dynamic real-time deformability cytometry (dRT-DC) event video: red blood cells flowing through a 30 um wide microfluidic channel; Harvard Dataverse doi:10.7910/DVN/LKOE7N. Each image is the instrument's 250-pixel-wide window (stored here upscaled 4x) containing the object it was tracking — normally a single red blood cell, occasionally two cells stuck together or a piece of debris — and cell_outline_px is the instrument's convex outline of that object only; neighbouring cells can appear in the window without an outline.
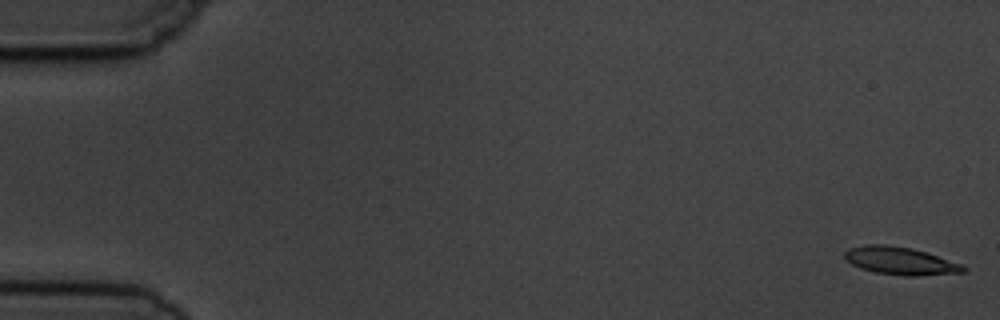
{"species": "common noctule bat (a hibernating species)", "species_latin": "Nyctalus noctula", "temperature_condition": "cold", "stored_images_in_passage": 9, "camera_frame_rate_fps": 3000, "um_per_image_px": 0.085, "animal": {"sex": "male", "body_mass_g": 19.5, "forearm_length_mm": 54.6}, "frame": {"image": 1, "passage_image": 1, "time_ms": 0.0, "image_size_px": [1000, 320], "cell_outline_px": [[968, 268], [964, 272], [916, 276], [908, 276], [876, 272], [860, 268], [852, 264], [844, 256], [844, 252], [848, 248], [864, 244], [884, 244], [912, 248], [960, 264]], "centroid_in_image_um": [76.48, 22.16], "position_along_channel_um": 8.5, "area_um2": 18.9}}
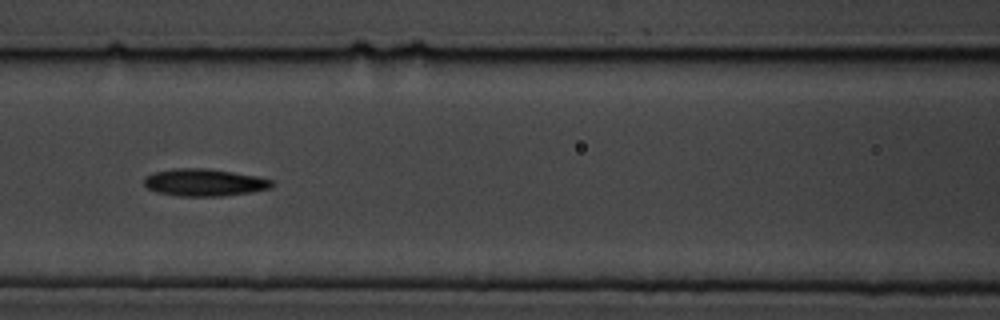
{"frame": {"image": 2, "passage_image": 7, "time_ms": 7.667, "image_size_px": [1000, 320], "cell_outline_px": [[276, 184], [272, 188], [252, 192], [220, 196], [180, 196], [156, 192], [148, 188], [144, 184], [144, 176], [156, 172], [172, 168], [208, 168], [256, 176], [272, 180]], "centroid_in_image_um": [17.38, 15.51], "position_along_channel_um": 149.2, "area_um2": 20.4}}
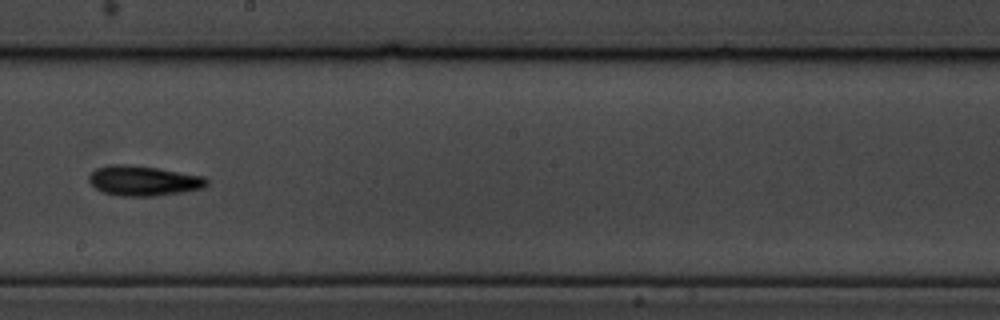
{"frame": {"image": 3, "passage_image": 9, "time_ms": 10.0, "image_size_px": [1000, 320], "cell_outline_px": [[208, 184], [204, 188], [184, 192], [156, 196], [120, 196], [104, 192], [96, 188], [88, 180], [88, 176], [96, 168], [108, 164], [124, 164], [156, 168], [204, 176], [208, 180]], "centroid_in_image_um": [12.2, 15.37], "position_along_channel_um": 236.0, "area_um2": 20.63}}